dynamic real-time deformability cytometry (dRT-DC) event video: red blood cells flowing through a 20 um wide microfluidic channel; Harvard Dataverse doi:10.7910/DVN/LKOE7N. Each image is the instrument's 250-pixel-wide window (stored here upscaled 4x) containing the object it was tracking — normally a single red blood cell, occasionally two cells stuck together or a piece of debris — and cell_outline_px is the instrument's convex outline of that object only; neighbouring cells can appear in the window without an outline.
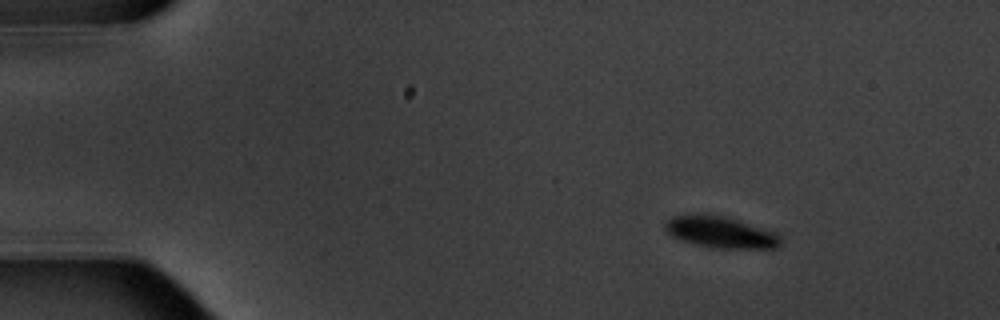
{"species": "common noctule bat (a hibernating species)", "species_latin": "Nyctalus noctula", "temperature_condition": "warm", "stored_images_in_passage": 6, "camera_frame_rate_fps": 3000, "um_per_image_px": 0.085, "animal": {"sex": "male", "body_mass_g": 20.1, "forearm_length_mm": 53.5}, "frame": {"image": 1, "passage_image": 2, "time_ms": 1.333, "image_size_px": [1000, 320], "cell_outline_px": [[780, 244], [776, 248], [712, 248], [692, 244], [680, 240], [672, 236], [664, 228], [664, 224], [672, 216], [704, 212], [724, 216], [772, 232], [780, 236]], "centroid_in_image_um": [61.15, 19.73], "position_along_channel_um": 23.9, "area_um2": 21.15}}
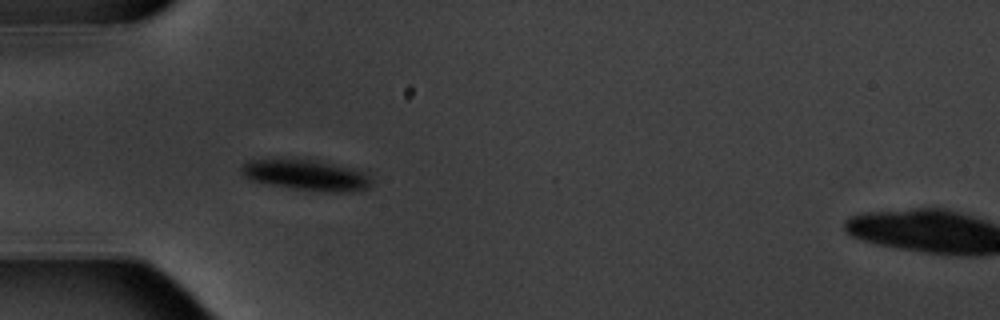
{"frame": {"image": 2, "passage_image": 5, "time_ms": 4.667, "image_size_px": [1000, 320], "cell_outline_px": [[372, 184], [368, 188], [352, 192], [328, 192], [288, 188], [248, 180], [240, 172], [240, 168], [248, 160], [312, 160], [352, 168], [364, 172], [372, 180]], "centroid_in_image_um": [26.03, 14.91], "position_along_channel_um": 59.0, "area_um2": 23.12}}